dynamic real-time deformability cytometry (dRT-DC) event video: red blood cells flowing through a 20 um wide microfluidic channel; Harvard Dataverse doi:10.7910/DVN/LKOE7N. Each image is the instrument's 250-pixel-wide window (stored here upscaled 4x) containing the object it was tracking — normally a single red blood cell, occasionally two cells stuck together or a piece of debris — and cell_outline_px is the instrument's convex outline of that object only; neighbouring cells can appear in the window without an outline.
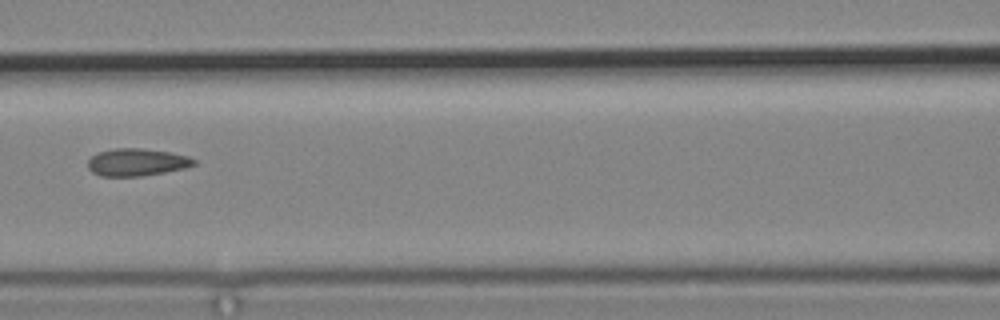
{"species": "common noctule bat (a hibernating species)", "species_latin": "Nyctalus noctula", "temperature_condition": "cold", "stored_images_in_passage": 9, "camera_frame_rate_fps": 3000, "um_per_image_px": 0.085, "animal": {"sex": "male", "body_mass_g": 19.2, "forearm_length_mm": 51.8}, "frame": {"image": 1, "passage_image": 6, "time_ms": 7.0, "image_size_px": [1000, 320], "cell_outline_px": [[196, 164], [184, 168], [164, 172], [140, 176], [100, 176], [92, 172], [88, 168], [88, 160], [92, 156], [100, 152], [116, 148], [144, 148], [168, 152], [188, 156], [196, 160]], "centroid_in_image_um": [11.62, 13.79], "position_along_channel_um": 155.0, "area_um2": 16.82}}
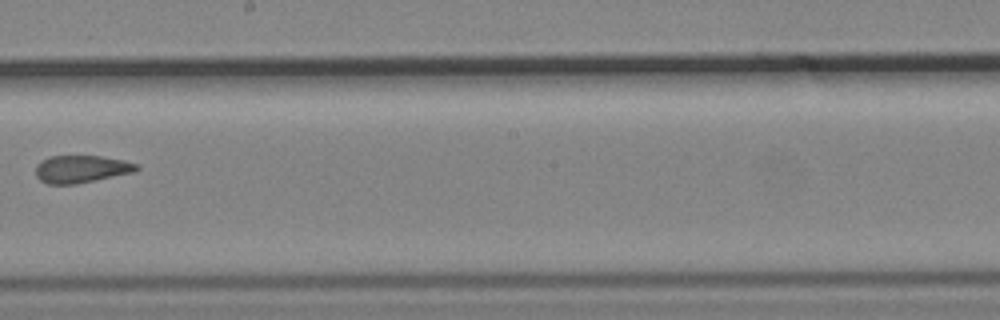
{"frame": {"image": 2, "passage_image": 8, "time_ms": 9.333, "image_size_px": [1000, 320], "cell_outline_px": [[140, 168], [136, 172], [76, 184], [48, 184], [40, 180], [36, 176], [36, 164], [40, 160], [48, 156], [100, 156], [124, 160], [140, 164]], "centroid_in_image_um": [6.93, 14.36], "position_along_channel_um": 241.3, "area_um2": 16.42}}
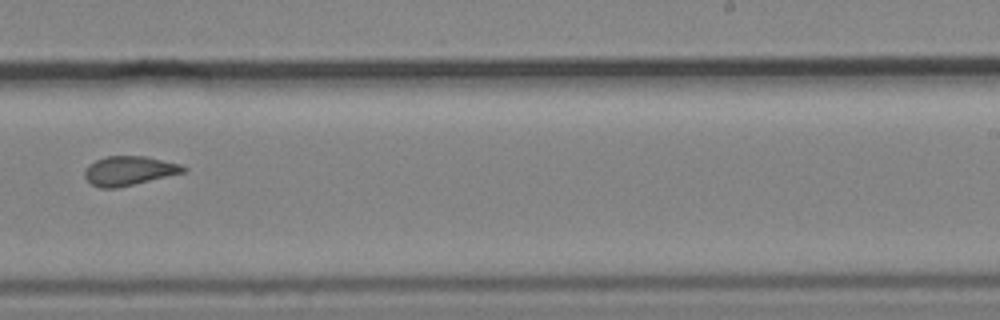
{"frame": {"image": 3, "passage_image": 9, "time_ms": 10.333, "image_size_px": [1000, 320], "cell_outline_px": [[188, 172], [116, 188], [100, 188], [92, 184], [84, 176], [84, 172], [88, 164], [104, 156], [144, 156], [180, 164], [188, 168]], "centroid_in_image_um": [10.99, 14.51], "position_along_channel_um": 278.0, "area_um2": 16.88}}